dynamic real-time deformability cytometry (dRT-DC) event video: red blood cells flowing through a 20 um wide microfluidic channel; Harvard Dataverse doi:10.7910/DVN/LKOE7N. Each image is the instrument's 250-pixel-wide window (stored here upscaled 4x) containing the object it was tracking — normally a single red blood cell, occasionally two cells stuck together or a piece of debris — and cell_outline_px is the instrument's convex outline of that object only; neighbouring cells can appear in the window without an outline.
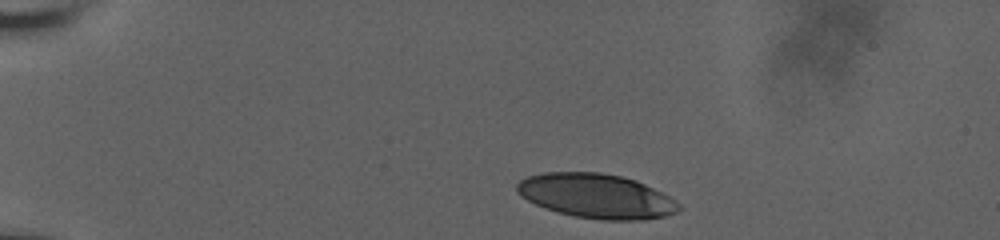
{"species": "human", "species_latin": "Homo sapiens", "temperature_condition": "room temperature", "stored_images_in_passage": 4, "camera_frame_rate_fps": 3000, "um_per_image_px": 0.085, "donor": {"sex": "male"}, "frame": {"image": 1, "passage_image": 1, "time_ms": 0.0, "image_size_px": [1000, 240], "cell_outline_px": [[680, 208], [676, 212], [664, 216], [644, 220], [600, 220], [576, 216], [544, 208], [520, 196], [516, 192], [516, 184], [520, 180], [528, 176], [544, 172], [600, 172], [620, 176], [636, 180], [676, 200], [680, 204]], "centroid_in_image_um": [50.67, 16.66], "position_along_channel_um": 34.3, "area_um2": 41.79}}
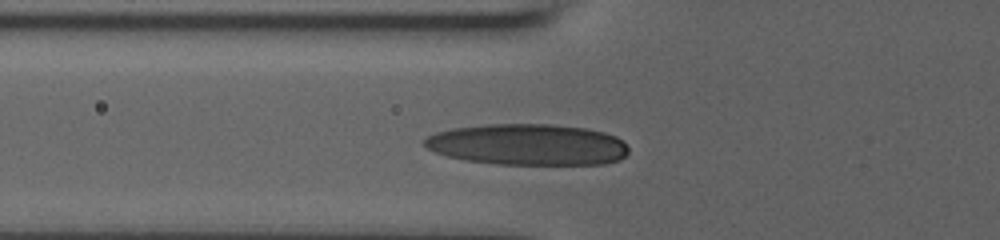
{"frame": {"image": 2, "passage_image": 4, "time_ms": 3.333, "image_size_px": [1000, 240], "cell_outline_px": [[628, 152], [620, 160], [604, 164], [496, 164], [464, 160], [448, 156], [424, 148], [420, 144], [420, 140], [436, 132], [452, 128], [488, 124], [552, 124], [584, 128], [604, 132], [616, 136], [624, 140], [628, 148]], "centroid_in_image_um": [44.83, 12.29], "position_along_channel_um": 81.0, "area_um2": 49.48}}